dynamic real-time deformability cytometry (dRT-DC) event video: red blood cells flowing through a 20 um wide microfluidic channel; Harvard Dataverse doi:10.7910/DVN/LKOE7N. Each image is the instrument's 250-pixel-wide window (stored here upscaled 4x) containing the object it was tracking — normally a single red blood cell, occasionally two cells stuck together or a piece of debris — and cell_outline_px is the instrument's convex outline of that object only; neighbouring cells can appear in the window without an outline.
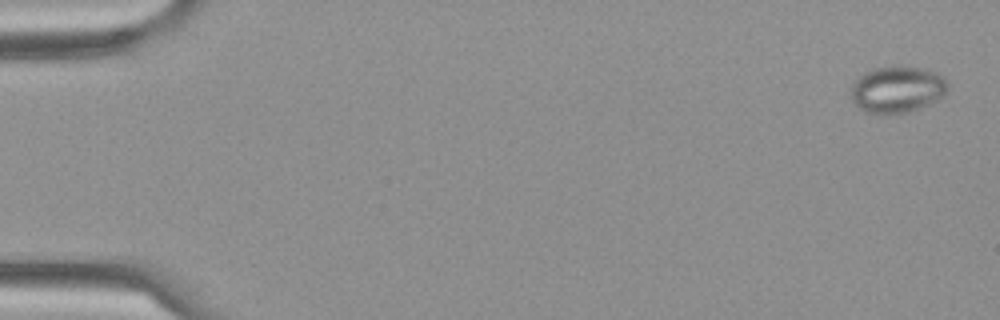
{"species": "Egyptian fruit bat (a non-hibernating species)", "species_latin": "Rousettus aegyptiacus", "temperature_condition": "cold", "stored_images_in_passage": 7, "camera_frame_rate_fps": 3000, "um_per_image_px": 0.085, "frame": {"image": 1, "passage_image": 1, "time_ms": 0.0, "image_size_px": [1000, 320], "cell_outline_px": [[948, 88], [944, 96], [928, 104], [904, 112], [864, 112], [852, 100], [852, 84], [864, 72], [872, 68], [896, 64], [900, 64], [928, 68], [944, 76], [948, 84]], "centroid_in_image_um": [76.3, 7.52], "position_along_channel_um": 8.7, "area_um2": 26.41}}